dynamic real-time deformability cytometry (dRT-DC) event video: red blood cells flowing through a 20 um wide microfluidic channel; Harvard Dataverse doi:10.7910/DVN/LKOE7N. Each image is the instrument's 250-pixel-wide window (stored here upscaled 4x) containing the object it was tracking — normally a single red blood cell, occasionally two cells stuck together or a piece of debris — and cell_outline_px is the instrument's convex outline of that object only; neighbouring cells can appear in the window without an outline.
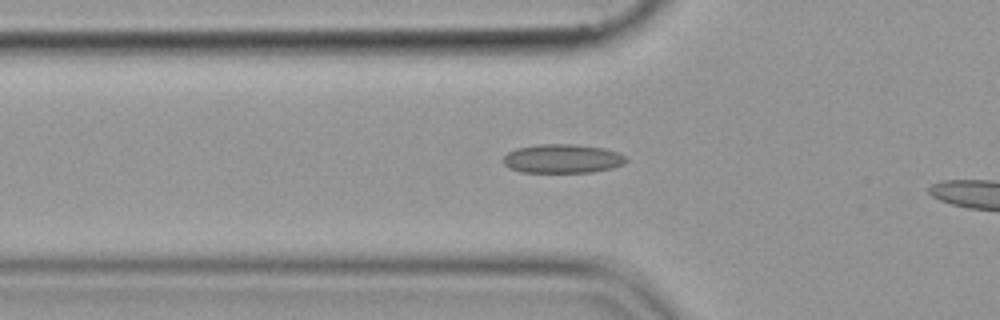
{"species": "common noctule bat (a hibernating species)", "species_latin": "Nyctalus noctula", "temperature_condition": "cold", "stored_images_in_passage": 15, "camera_frame_rate_fps": 3000, "um_per_image_px": 0.085, "animal": {"sex": "female", "body_mass_g": 19.9}, "frame": {"image": 1, "passage_image": 13, "time_ms": 4.0, "image_size_px": [1000, 320], "cell_outline_px": [[628, 160], [624, 164], [612, 168], [592, 172], [520, 172], [508, 168], [504, 164], [504, 156], [508, 152], [516, 148], [536, 144], [572, 144], [604, 148], [616, 152], [624, 156]], "centroid_in_image_um": [47.79, 13.49], "position_along_channel_um": 78.0, "area_um2": 20.75}}